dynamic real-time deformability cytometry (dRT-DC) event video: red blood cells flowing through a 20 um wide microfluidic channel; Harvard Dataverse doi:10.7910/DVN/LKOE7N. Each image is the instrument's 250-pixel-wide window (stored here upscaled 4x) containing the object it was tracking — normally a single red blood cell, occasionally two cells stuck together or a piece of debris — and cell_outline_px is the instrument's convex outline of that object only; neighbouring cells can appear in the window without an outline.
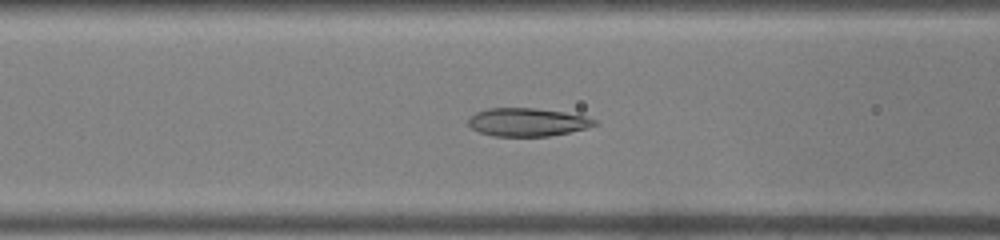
{"species": "common noctule bat (a hibernating species)", "species_latin": "Nyctalus noctula", "temperature_condition": "warm", "stored_images_in_passage": 44, "camera_frame_rate_fps": 3000, "um_per_image_px": 0.085, "animal": {"sex": "male", "body_mass_g": 19.0, "forearm_length_mm": 50.8}, "frame": {"image": 1, "passage_image": 18, "time_ms": 5.667, "image_size_px": [1000, 240], "cell_outline_px": [[600, 124], [588, 128], [548, 136], [492, 136], [480, 132], [472, 128], [468, 124], [468, 116], [476, 112], [488, 108], [536, 108], [564, 112], [584, 116], [596, 120]], "centroid_in_image_um": [44.82, 10.38], "position_along_channel_um": 121.8, "area_um2": 20.81}}
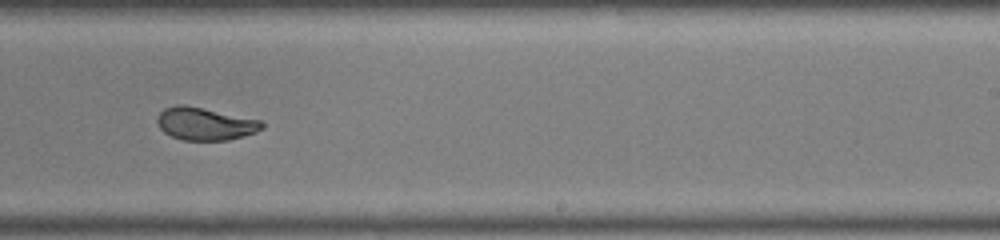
{"frame": {"image": 2, "passage_image": 28, "time_ms": 9.0, "image_size_px": [1000, 240], "cell_outline_px": [[264, 128], [256, 132], [228, 140], [184, 140], [172, 136], [164, 132], [160, 128], [156, 120], [160, 112], [164, 108], [176, 104], [184, 104], [260, 120], [264, 124]], "centroid_in_image_um": [17.41, 10.51], "position_along_channel_um": 271.6, "area_um2": 19.83}}
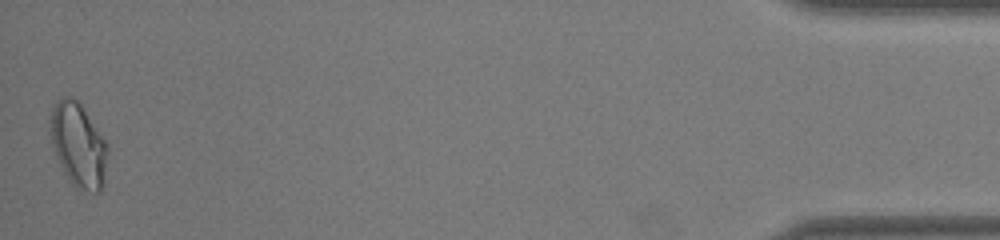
{"frame": {"image": 3, "passage_image": 44, "time_ms": 14.333, "image_size_px": [1000, 240], "cell_outline_px": [[108, 152], [104, 188], [100, 192], [92, 192], [76, 188], [68, 180], [56, 156], [48, 132], [48, 120], [52, 108], [56, 100], [64, 96], [72, 96], [80, 104], [104, 140], [108, 148]], "centroid_in_image_um": [6.63, 12.34], "position_along_channel_um": 428.6, "area_um2": 28.38}}